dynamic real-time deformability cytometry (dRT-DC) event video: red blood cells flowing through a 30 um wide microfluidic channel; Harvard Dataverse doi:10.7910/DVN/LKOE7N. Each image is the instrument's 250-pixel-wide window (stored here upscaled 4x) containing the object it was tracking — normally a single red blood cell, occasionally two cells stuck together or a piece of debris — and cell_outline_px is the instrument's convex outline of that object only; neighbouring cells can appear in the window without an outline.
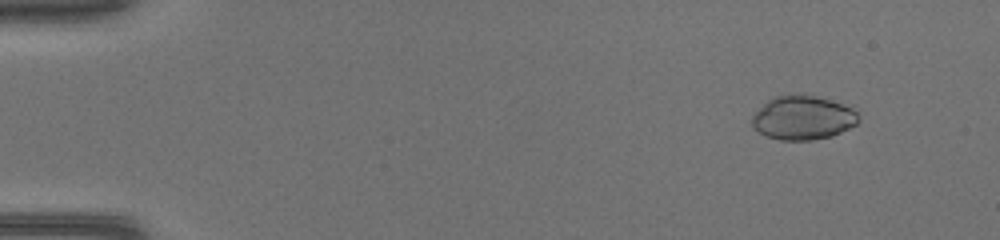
{"species": "common noctule bat (a hibernating species)", "species_latin": "Nyctalus noctula", "temperature_condition": "warm", "stored_images_in_passage": 46, "camera_frame_rate_fps": 3000, "um_per_image_px": 0.085, "animal": {"sex": "female", "body_mass_g": 17.0, "forearm_length_mm": 48.0}, "frame": {"image": 1, "passage_image": 4, "time_ms": 1.0, "image_size_px": [1000, 240], "cell_outline_px": [[860, 120], [856, 124], [832, 136], [812, 140], [780, 140], [768, 136], [752, 128], [752, 116], [772, 96], [800, 92], [852, 104]], "centroid_in_image_um": [68.29, 9.96], "position_along_channel_um": 16.7, "area_um2": 27.98}}
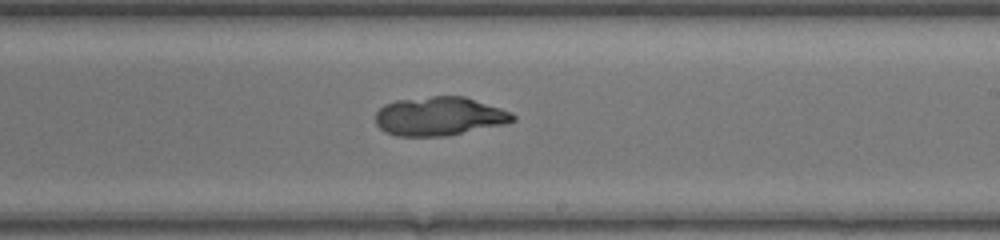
{"frame": {"image": 2, "passage_image": 28, "time_ms": 9.0, "image_size_px": [1000, 240], "cell_outline_px": [[516, 120], [504, 124], [444, 136], [396, 136], [384, 132], [376, 124], [376, 112], [384, 104], [396, 100], [432, 96], [464, 96], [512, 112], [516, 116]], "centroid_in_image_um": [37.32, 9.88], "position_along_channel_um": 251.7, "area_um2": 30.98}}
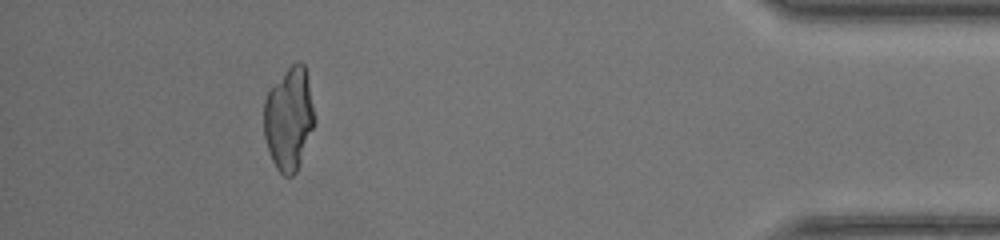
{"frame": {"image": 3, "passage_image": 42, "time_ms": 13.667, "image_size_px": [1000, 240], "cell_outline_px": [[316, 120], [300, 164], [296, 172], [292, 176], [284, 176], [276, 168], [272, 160], [264, 136], [264, 100], [268, 92], [288, 68], [296, 60], [300, 60], [304, 64], [308, 80]], "centroid_in_image_um": [24.57, 10.1], "position_along_channel_um": 410.6, "area_um2": 30.29}}